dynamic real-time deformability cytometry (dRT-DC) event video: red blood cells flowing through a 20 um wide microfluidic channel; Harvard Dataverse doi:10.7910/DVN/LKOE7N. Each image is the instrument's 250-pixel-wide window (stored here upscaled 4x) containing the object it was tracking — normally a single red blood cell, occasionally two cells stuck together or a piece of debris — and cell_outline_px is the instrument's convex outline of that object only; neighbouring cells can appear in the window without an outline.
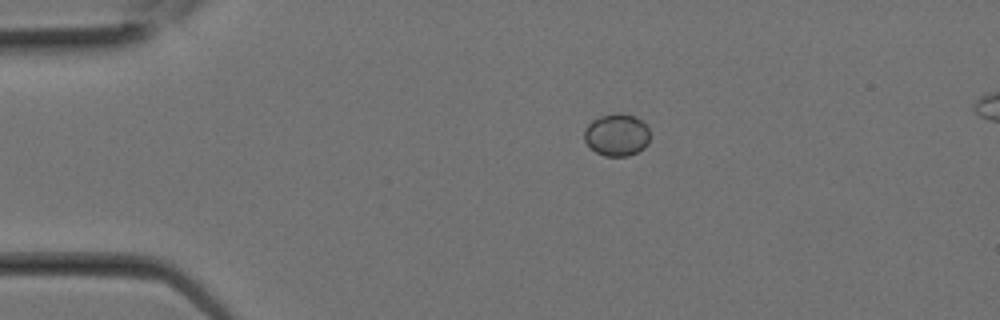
{"species": "Egyptian fruit bat (a non-hibernating species)", "species_latin": "Rousettus aegyptiacus", "temperature_condition": "room temperature", "stored_images_in_passage": 3, "camera_frame_rate_fps": 3000, "um_per_image_px": 0.085, "animal": {"sex": "female"}, "frame": {"image": 1, "passage_image": 2, "time_ms": 0.333, "image_size_px": [1000, 320], "cell_outline_px": [[648, 144], [644, 148], [628, 156], [604, 156], [596, 152], [584, 140], [584, 128], [592, 120], [600, 116], [616, 112], [620, 112], [636, 116], [648, 128]], "centroid_in_image_um": [52.41, 11.45], "position_along_channel_um": 32.6, "area_um2": 16.24}}